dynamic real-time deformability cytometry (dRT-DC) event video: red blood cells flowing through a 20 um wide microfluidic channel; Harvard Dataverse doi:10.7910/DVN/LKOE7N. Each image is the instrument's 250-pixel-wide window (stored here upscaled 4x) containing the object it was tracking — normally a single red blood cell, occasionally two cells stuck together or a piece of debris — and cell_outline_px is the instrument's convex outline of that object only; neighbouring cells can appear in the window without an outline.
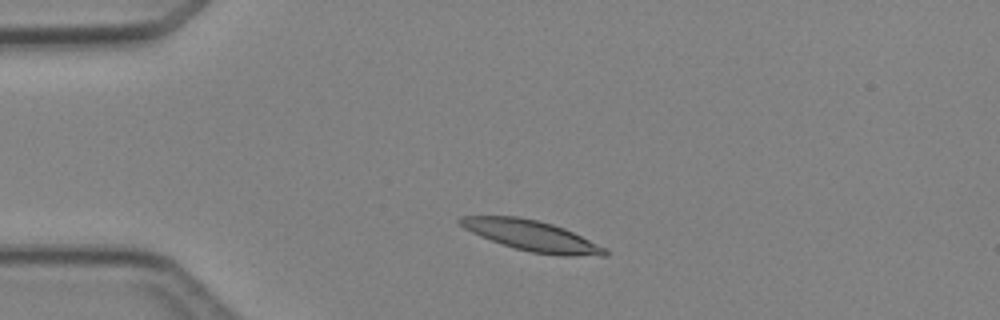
{"species": "Egyptian fruit bat (a non-hibernating species)", "species_latin": "Rousettus aegyptiacus", "temperature_condition": "cold", "stored_images_in_passage": 3, "camera_frame_rate_fps": 3000, "um_per_image_px": 0.085, "animal": {"sex": "female"}, "frame": {"image": 1, "passage_image": 2, "time_ms": 1.333, "image_size_px": [1000, 320], "cell_outline_px": [[608, 256], [560, 256], [532, 252], [516, 248], [480, 236], [464, 228], [456, 220], [460, 216], [516, 216], [536, 220], [552, 224], [564, 228], [604, 248], [608, 252]], "centroid_in_image_um": [45.18, 20.03], "position_along_channel_um": 39.8, "area_um2": 25.32}}